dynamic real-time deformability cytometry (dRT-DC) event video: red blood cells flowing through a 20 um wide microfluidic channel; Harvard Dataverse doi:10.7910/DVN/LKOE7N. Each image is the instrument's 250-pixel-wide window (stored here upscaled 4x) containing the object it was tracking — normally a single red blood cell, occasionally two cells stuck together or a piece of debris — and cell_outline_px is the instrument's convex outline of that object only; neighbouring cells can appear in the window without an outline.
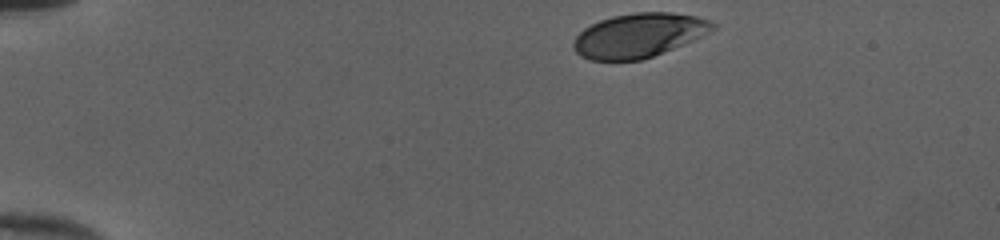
{"species": "human", "species_latin": "Homo sapiens", "temperature_condition": "cold", "stored_images_in_passage": 36, "camera_frame_rate_fps": 3000, "um_per_image_px": 0.085, "donor": {"sex": "female"}, "frame": {"image": 1, "passage_image": 1, "time_ms": 0.0, "image_size_px": [1000, 240], "cell_outline_px": [[716, 28], [704, 36], [684, 44], [652, 56], [640, 60], [592, 60], [580, 56], [572, 48], [572, 44], [576, 36], [584, 28], [600, 20], [612, 16], [636, 12], [672, 12], [696, 16], [708, 20], [716, 24]], "centroid_in_image_um": [54.31, 3.0], "position_along_channel_um": 30.7, "area_um2": 35.84}}
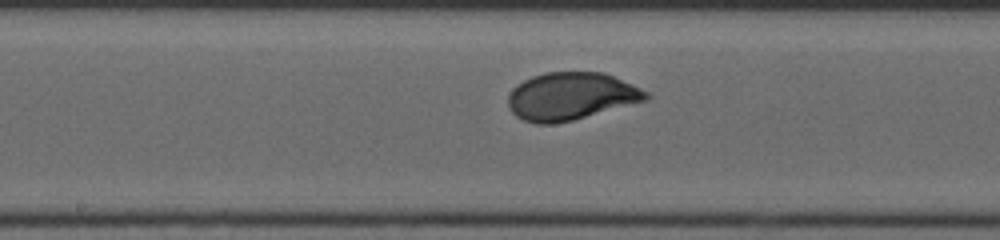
{"frame": {"image": 2, "passage_image": 20, "time_ms": 6.333, "image_size_px": [1000, 240], "cell_outline_px": [[652, 96], [648, 100], [572, 120], [552, 124], [536, 124], [524, 120], [516, 116], [508, 108], [508, 96], [512, 88], [516, 84], [532, 76], [548, 72], [604, 72], [632, 84], [648, 92]], "centroid_in_image_um": [48.52, 8.18], "position_along_channel_um": 199.7, "area_um2": 38.32}}
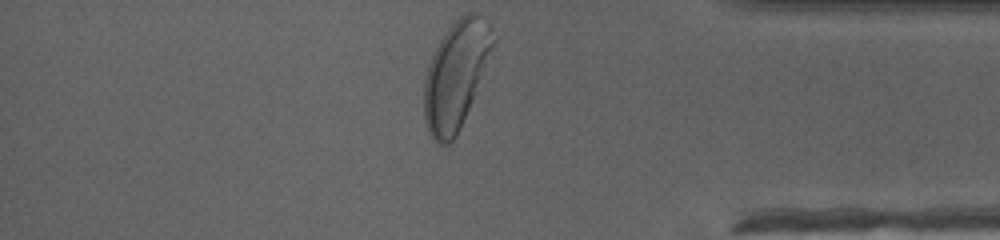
{"frame": {"image": 3, "passage_image": 36, "time_ms": 11.667, "image_size_px": [1000, 240], "cell_outline_px": [[496, 40], [472, 100], [460, 128], [456, 136], [448, 144], [440, 144], [428, 132], [424, 120], [424, 80], [428, 64], [444, 32], [460, 16], [468, 12], [476, 12], [488, 24], [496, 36]], "centroid_in_image_um": [38.74, 6.36], "position_along_channel_um": 396.5, "area_um2": 42.66}, "authors_computed_cell_mechanics": {"area_um2": 38.1191, "velocity_mm_per_s": 4.0016, "shape_relaxation_time_tau1_ms": 2.5083, "shape_relaxation_time_tau2_ms": null, "deformation_change_tau1": 0.1453, "deformation_change_tau2": null}}